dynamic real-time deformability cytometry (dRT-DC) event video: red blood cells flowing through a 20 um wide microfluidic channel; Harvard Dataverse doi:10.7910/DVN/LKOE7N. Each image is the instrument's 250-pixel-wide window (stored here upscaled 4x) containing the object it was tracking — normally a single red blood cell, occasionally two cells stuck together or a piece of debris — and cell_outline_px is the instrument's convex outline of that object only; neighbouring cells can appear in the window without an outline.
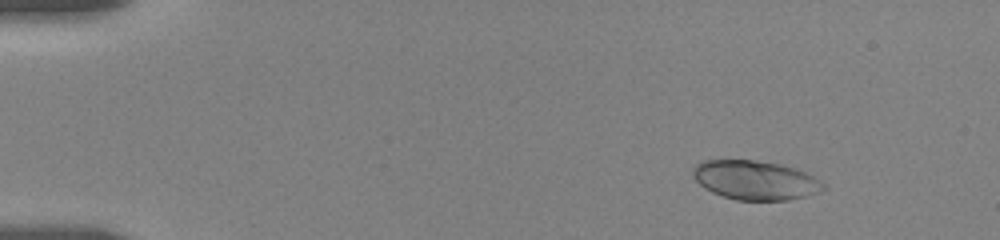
{"species": "human", "species_latin": "Homo sapiens", "temperature_condition": "room temperature", "stored_images_in_passage": 7, "camera_frame_rate_fps": 3000, "um_per_image_px": 0.085, "donor": {"sex": "female"}, "frame": {"image": 1, "passage_image": 3, "time_ms": 2.0, "image_size_px": [1000, 240], "cell_outline_px": [[824, 188], [820, 192], [788, 200], [736, 200], [712, 192], [704, 188], [692, 176], [692, 168], [700, 160], [756, 160], [780, 164], [796, 168], [812, 176], [824, 184]], "centroid_in_image_um": [64.15, 15.3], "position_along_channel_um": 20.8, "area_um2": 29.71}}
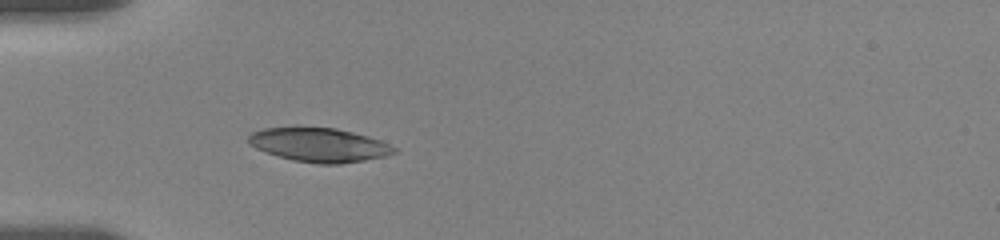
{"frame": {"image": 2, "passage_image": 6, "time_ms": 5.667, "image_size_px": [1000, 240], "cell_outline_px": [[396, 152], [384, 156], [364, 160], [340, 164], [320, 164], [292, 160], [276, 156], [256, 148], [248, 144], [248, 136], [252, 132], [264, 128], [296, 124], [300, 124], [336, 128], [368, 136], [380, 140], [396, 148]], "centroid_in_image_um": [27.05, 12.27], "position_along_channel_um": 58.0, "area_um2": 29.65}}
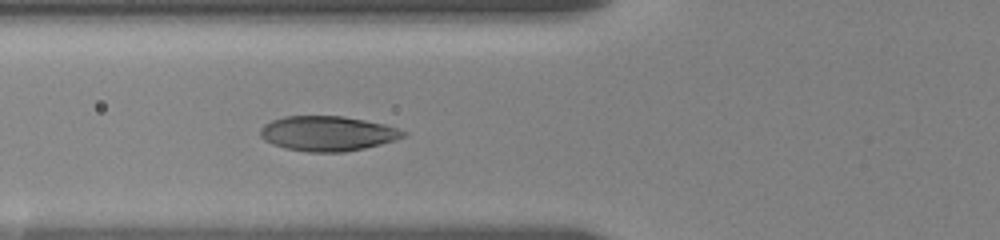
{"frame": {"image": 3, "passage_image": 7, "time_ms": 7.0, "image_size_px": [1000, 240], "cell_outline_px": [[408, 136], [396, 140], [364, 148], [344, 152], [308, 152], [284, 148], [272, 144], [264, 140], [260, 136], [260, 128], [264, 124], [272, 120], [284, 116], [344, 116], [384, 124], [408, 132]], "centroid_in_image_um": [27.84, 11.35], "position_along_channel_um": 98.0, "area_um2": 29.25}}